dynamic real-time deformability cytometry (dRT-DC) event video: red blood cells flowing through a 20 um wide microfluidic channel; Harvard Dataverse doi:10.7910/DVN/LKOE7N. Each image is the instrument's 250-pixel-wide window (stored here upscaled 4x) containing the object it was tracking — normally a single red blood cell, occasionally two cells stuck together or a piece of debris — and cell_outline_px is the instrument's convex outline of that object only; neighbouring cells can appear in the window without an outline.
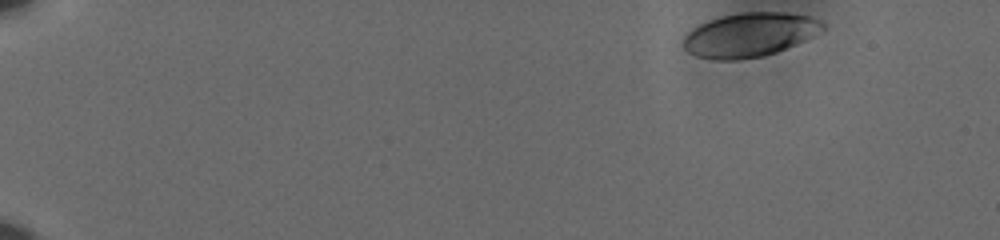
{"species": "human", "species_latin": "Homo sapiens", "temperature_condition": "cold", "stored_images_in_passage": 48, "camera_frame_rate_fps": 3000, "um_per_image_px": 0.085, "donor": {"sex": "male"}, "frame": {"image": 1, "passage_image": 1, "time_ms": 0.0, "image_size_px": [1000, 240], "cell_outline_px": [[824, 28], [812, 36], [796, 44], [776, 52], [764, 56], [736, 60], [716, 60], [696, 56], [688, 52], [684, 48], [684, 36], [692, 28], [708, 20], [720, 16], [740, 12], [784, 12], [808, 16], [820, 20], [824, 24]], "centroid_in_image_um": [63.69, 2.96], "position_along_channel_um": 21.3, "area_um2": 35.72}}
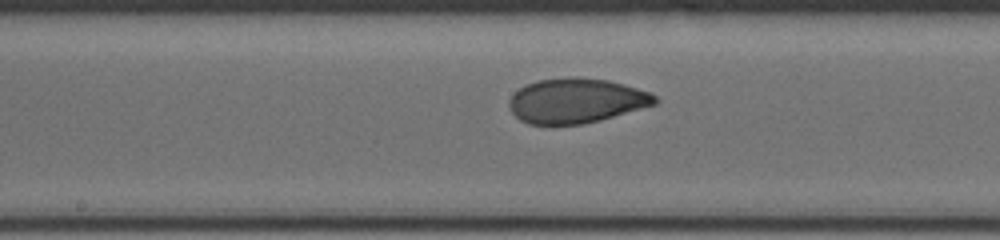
{"frame": {"image": 2, "passage_image": 28, "time_ms": 9.0, "image_size_px": [1000, 240], "cell_outline_px": [[660, 100], [656, 104], [600, 120], [584, 124], [548, 128], [528, 124], [520, 120], [512, 112], [508, 104], [508, 100], [524, 84], [536, 80], [572, 76], [576, 76], [608, 80], [624, 84], [652, 92]], "centroid_in_image_um": [48.95, 8.59], "position_along_channel_um": 199.2, "area_um2": 39.13}}
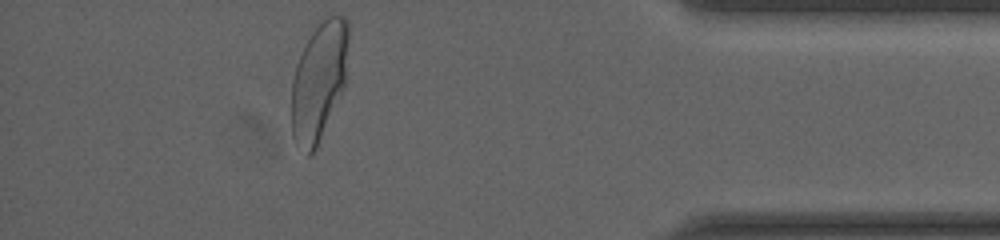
{"frame": {"image": 3, "passage_image": 48, "time_ms": 15.667, "image_size_px": [1000, 240], "cell_outline_px": [[348, 40], [344, 88], [316, 148], [312, 156], [308, 156], [296, 144], [292, 136], [292, 80], [296, 64], [312, 32], [328, 16], [344, 16], [348, 20]], "centroid_in_image_um": [27.1, 6.94], "position_along_channel_um": 408.1, "area_um2": 38.9}, "authors_computed_cell_mechanics": {"area_um2": 38.0902, "velocity_mm_per_s": 3.6104, "shape_relaxation_time_tau1_ms": 4.4742, "shape_relaxation_time_tau2_ms": 0.8501, "deformation_change_tau1": 0.1608, "deformation_change_tau2": 0.049}}